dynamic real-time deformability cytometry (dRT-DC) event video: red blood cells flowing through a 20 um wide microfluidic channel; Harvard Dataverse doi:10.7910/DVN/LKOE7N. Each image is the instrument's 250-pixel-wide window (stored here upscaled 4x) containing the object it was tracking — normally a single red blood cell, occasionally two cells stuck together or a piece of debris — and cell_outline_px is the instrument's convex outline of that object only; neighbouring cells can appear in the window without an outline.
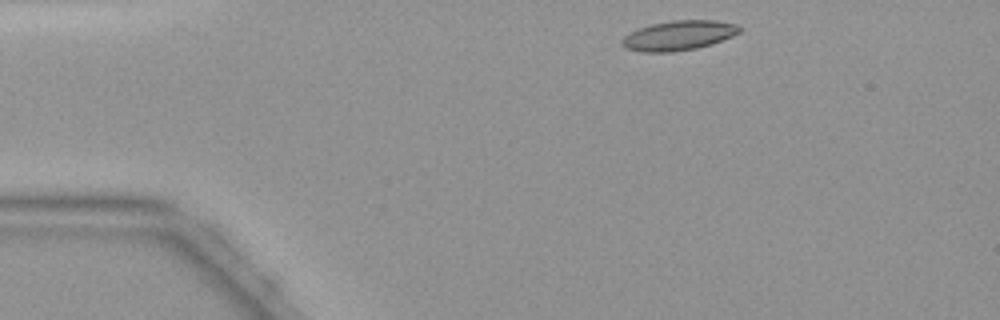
{"species": "common noctule bat (a hibernating species)", "species_latin": "Nyctalus noctula", "temperature_condition": "warm", "stored_images_in_passage": 38, "camera_frame_rate_fps": 3000, "um_per_image_px": 0.085, "animal": {"sex": "female", "body_mass_g": 19.9}, "frame": {"image": 1, "passage_image": 1, "time_ms": 0.0, "image_size_px": [1000, 320], "cell_outline_px": [[740, 32], [732, 36], [712, 44], [696, 48], [672, 52], [640, 52], [624, 48], [620, 44], [620, 40], [624, 36], [640, 28], [652, 24], [672, 20], [716, 20], [736, 24], [740, 28]], "centroid_in_image_um": [57.66, 3.02], "position_along_channel_um": 27.3, "area_um2": 20.35}}
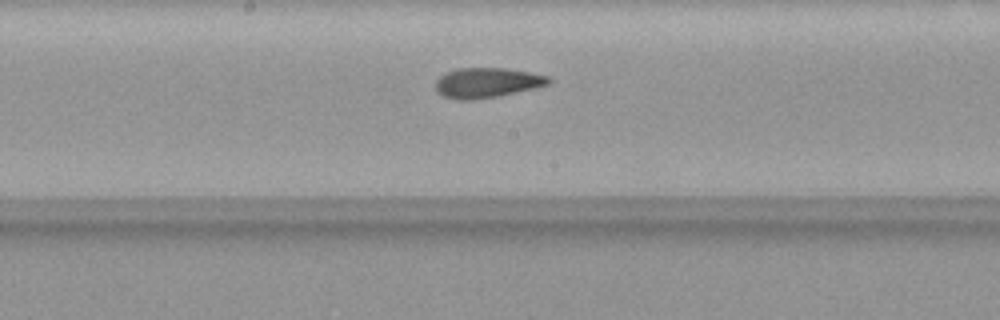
{"frame": {"image": 2, "passage_image": 17, "time_ms": 5.333, "image_size_px": [1000, 320], "cell_outline_px": [[552, 80], [548, 84], [532, 88], [496, 96], [464, 100], [460, 100], [444, 96], [436, 92], [436, 80], [440, 76], [448, 72], [460, 68], [504, 68], [528, 72], [548, 76]], "centroid_in_image_um": [41.36, 7.02], "position_along_channel_um": 206.8, "area_um2": 19.25}}
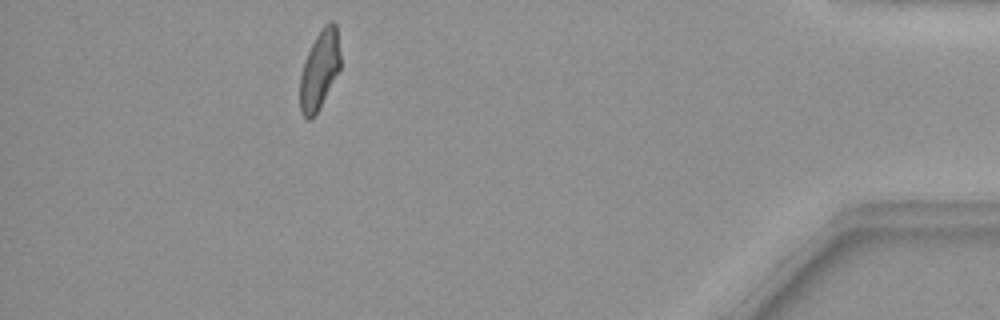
{"frame": {"image": 3, "passage_image": 34, "time_ms": 11.0, "image_size_px": [1000, 320], "cell_outline_px": [[340, 68], [320, 108], [312, 120], [308, 120], [300, 112], [300, 76], [304, 60], [316, 36], [324, 24], [328, 20], [332, 20], [336, 24], [340, 52]], "centroid_in_image_um": [27.16, 5.94], "position_along_channel_um": 408.0, "area_um2": 18.67}}